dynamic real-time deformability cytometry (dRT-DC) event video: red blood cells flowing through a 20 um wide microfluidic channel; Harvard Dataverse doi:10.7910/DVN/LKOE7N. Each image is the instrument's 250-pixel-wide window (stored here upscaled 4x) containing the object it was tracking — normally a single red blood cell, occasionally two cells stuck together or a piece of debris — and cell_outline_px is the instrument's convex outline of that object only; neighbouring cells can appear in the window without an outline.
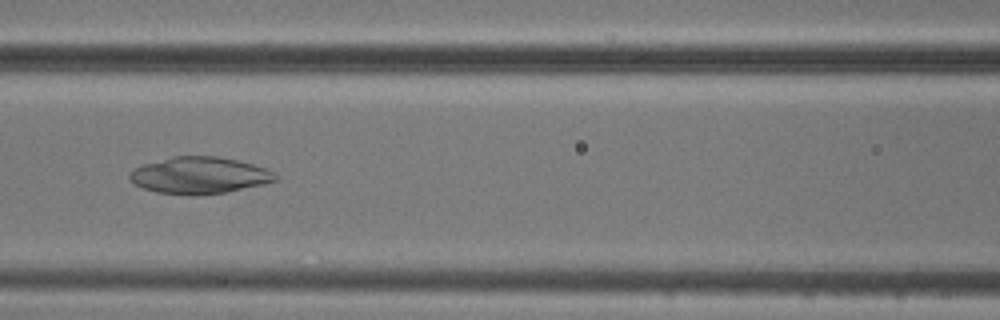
{"species": "common noctule bat (a hibernating species)", "species_latin": "Nyctalus noctula", "temperature_condition": "cold", "stored_images_in_passage": 6, "camera_frame_rate_fps": 3000, "um_per_image_px": 0.085, "animal": {"sex": "male", "body_mass_g": 20.5, "forearm_length_mm": 52.5}, "frame": {"image": 1, "passage_image": 6, "time_ms": 6.667, "image_size_px": [1000, 320], "cell_outline_px": [[280, 176], [276, 180], [264, 184], [224, 192], [188, 196], [156, 192], [144, 188], [128, 180], [128, 176], [132, 168], [144, 164], [172, 156], [216, 156], [236, 160], [268, 168], [276, 172]], "centroid_in_image_um": [16.95, 14.9], "position_along_channel_um": 149.6, "area_um2": 31.39}}